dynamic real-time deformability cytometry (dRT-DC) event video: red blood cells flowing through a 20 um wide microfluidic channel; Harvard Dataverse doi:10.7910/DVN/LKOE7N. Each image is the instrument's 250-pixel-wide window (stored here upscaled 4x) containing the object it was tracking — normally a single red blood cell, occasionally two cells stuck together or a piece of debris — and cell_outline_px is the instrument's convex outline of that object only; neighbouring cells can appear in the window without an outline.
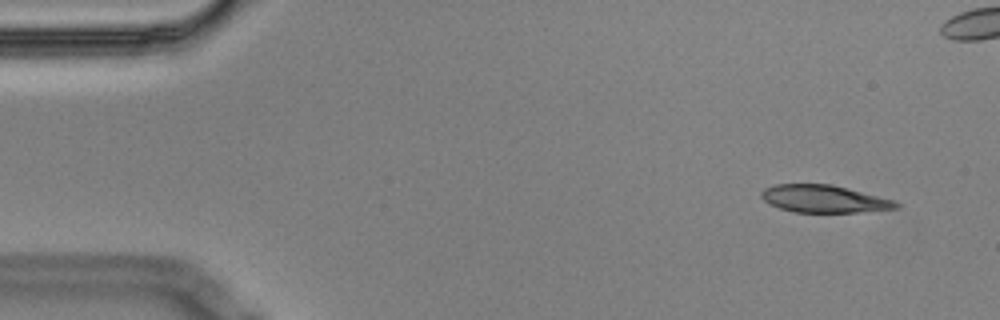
{"species": "Egyptian fruit bat (a non-hibernating species)", "species_latin": "Rousettus aegyptiacus", "temperature_condition": "cold", "stored_images_in_passage": 5, "camera_frame_rate_fps": 3000, "um_per_image_px": 0.085, "animal": {"sex": "male"}, "frame": {"image": 1, "passage_image": 1, "time_ms": 0.0, "image_size_px": [1000, 320], "cell_outline_px": [[900, 208], [856, 212], [796, 212], [780, 208], [764, 200], [760, 196], [760, 192], [764, 188], [776, 184], [832, 184], [896, 200], [900, 204]], "centroid_in_image_um": [70.07, 16.89], "position_along_channel_um": 14.9, "area_um2": 21.56}}